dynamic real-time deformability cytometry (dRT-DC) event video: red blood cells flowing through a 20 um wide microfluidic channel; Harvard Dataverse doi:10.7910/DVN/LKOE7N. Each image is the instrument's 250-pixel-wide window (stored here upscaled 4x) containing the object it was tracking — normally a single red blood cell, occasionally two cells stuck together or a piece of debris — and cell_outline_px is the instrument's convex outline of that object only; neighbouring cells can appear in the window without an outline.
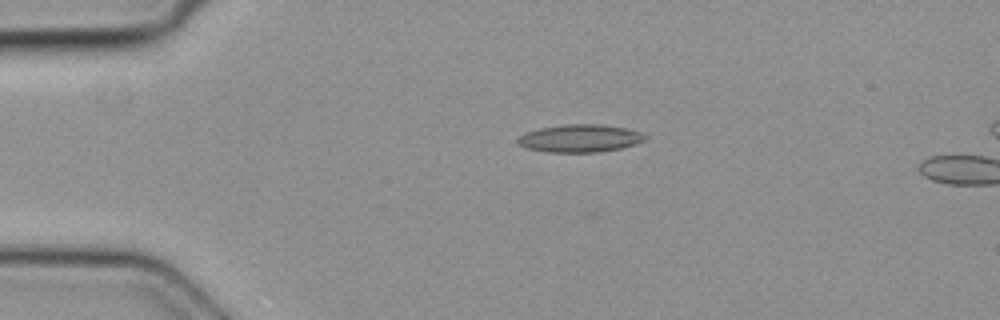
{"species": "common noctule bat (a hibernating species)", "species_latin": "Nyctalus noctula", "temperature_condition": "cold", "stored_images_in_passage": 3, "camera_frame_rate_fps": 3000, "um_per_image_px": 0.085, "animal": {"sex": "female", "body_mass_g": 19.3, "forearm_length_mm": 54.1}, "frame": {"image": 1, "passage_image": 1, "time_ms": 0.0, "image_size_px": [1000, 320], "cell_outline_px": [[648, 140], [636, 144], [620, 148], [600, 152], [548, 152], [524, 148], [516, 140], [524, 132], [540, 128], [564, 124], [600, 124], [628, 128], [640, 132], [648, 136]], "centroid_in_image_um": [49.33, 11.75], "position_along_channel_um": 35.7, "area_um2": 20.81}}